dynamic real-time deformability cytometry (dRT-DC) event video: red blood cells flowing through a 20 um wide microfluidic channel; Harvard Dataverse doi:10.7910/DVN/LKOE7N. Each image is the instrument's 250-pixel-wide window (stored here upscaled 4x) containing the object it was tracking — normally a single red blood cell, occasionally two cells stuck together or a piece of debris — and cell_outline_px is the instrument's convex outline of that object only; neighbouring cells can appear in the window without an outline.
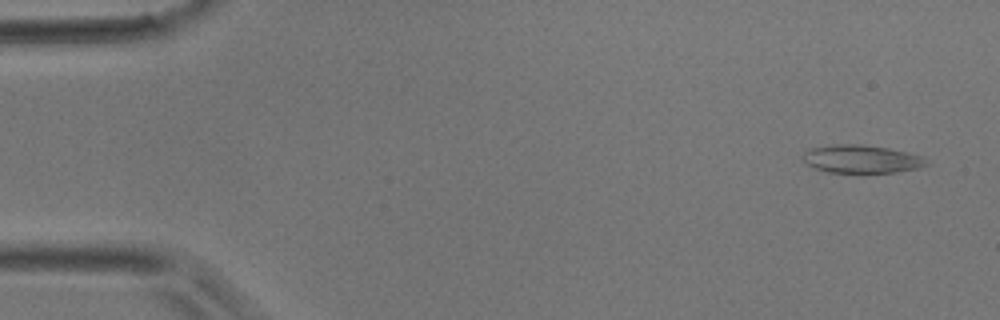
{"species": "common noctule bat (a hibernating species)", "species_latin": "Nyctalus noctula", "temperature_condition": "room temperature", "stored_images_in_passage": 4, "camera_frame_rate_fps": 3000, "um_per_image_px": 0.085, "animal": {"sex": "male", "body_mass_g": 17.9}, "frame": {"image": 1, "passage_image": 1, "time_ms": 0.0, "image_size_px": [1000, 320], "cell_outline_px": [[928, 164], [916, 168], [896, 172], [828, 172], [816, 168], [808, 164], [800, 156], [808, 148], [832, 144], [860, 144], [888, 148], [920, 156]], "centroid_in_image_um": [73.13, 13.5], "position_along_channel_um": 11.9, "area_um2": 19.88}}
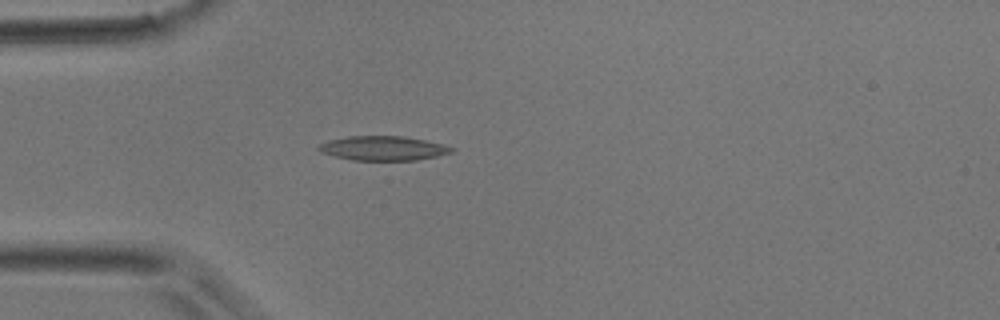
{"frame": {"image": 2, "passage_image": 4, "time_ms": 1.0, "image_size_px": [1000, 320], "cell_outline_px": [[456, 148], [452, 152], [436, 156], [416, 160], [352, 160], [320, 152], [316, 148], [320, 144], [328, 140], [348, 136], [404, 136], [444, 144]], "centroid_in_image_um": [32.57, 12.59], "position_along_channel_um": 52.4, "area_um2": 18.84}}